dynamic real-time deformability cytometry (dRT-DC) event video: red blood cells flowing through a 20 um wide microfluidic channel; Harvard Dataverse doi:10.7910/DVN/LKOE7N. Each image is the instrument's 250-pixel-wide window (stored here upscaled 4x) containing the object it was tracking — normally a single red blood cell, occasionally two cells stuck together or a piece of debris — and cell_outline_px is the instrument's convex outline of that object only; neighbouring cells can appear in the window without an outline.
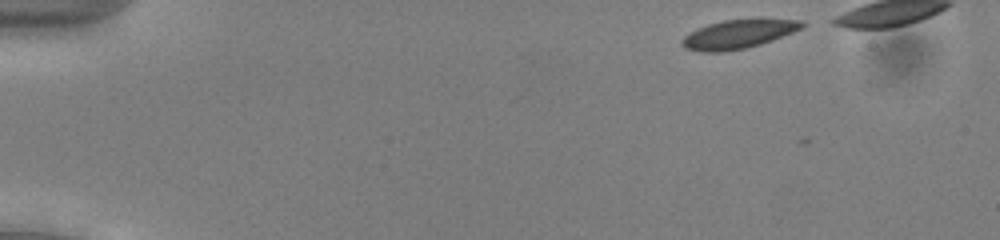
{"species": "common noctule bat (a hibernating species)", "species_latin": "Nyctalus noctula", "temperature_condition": "cold", "stored_images_in_passage": 2, "camera_frame_rate_fps": 3000, "um_per_image_px": 0.085, "animal": {"sex": "male", "body_mass_g": 13.0, "forearm_length_mm": 53.1}, "frame": {"image": 1, "passage_image": 1, "time_ms": 0.0, "image_size_px": [1000, 240], "cell_outline_px": [[808, 24], [792, 32], [772, 40], [760, 44], [744, 48], [720, 52], [700, 52], [684, 48], [680, 44], [680, 40], [684, 36], [696, 28], [708, 24], [724, 20], [804, 20]], "centroid_in_image_um": [62.68, 2.92], "position_along_channel_um": 22.3, "area_um2": 19.83}}